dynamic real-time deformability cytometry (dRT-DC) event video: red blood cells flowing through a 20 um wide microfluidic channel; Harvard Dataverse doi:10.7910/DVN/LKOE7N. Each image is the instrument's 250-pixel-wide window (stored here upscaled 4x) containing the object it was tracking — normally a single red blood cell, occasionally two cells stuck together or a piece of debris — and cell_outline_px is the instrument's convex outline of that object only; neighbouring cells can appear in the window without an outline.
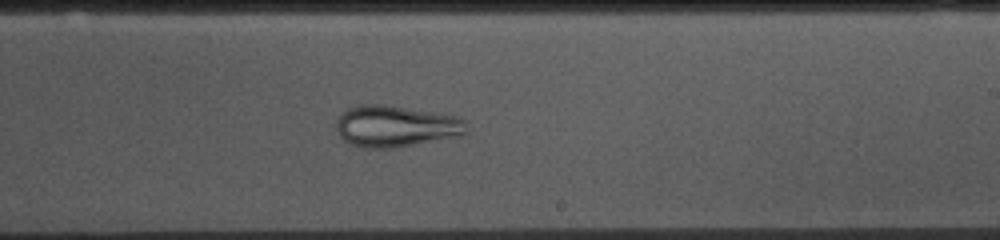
{"species": "common noctule bat (a hibernating species)", "species_latin": "Nyctalus noctula", "temperature_condition": "cold", "stored_images_in_passage": 53, "camera_frame_rate_fps": 3000, "um_per_image_px": 0.085, "animal": {"sex": "female", "body_mass_g": 10.0, "forearm_length_mm": 53.1}, "frame": {"image": 1, "passage_image": 30, "time_ms": 9.667, "image_size_px": [1000, 240], "cell_outline_px": [[464, 132], [456, 136], [392, 148], [364, 148], [348, 144], [340, 136], [336, 128], [336, 120], [340, 112], [348, 108], [360, 104], [384, 104], [456, 116], [464, 120]], "centroid_in_image_um": [33.51, 10.72], "position_along_channel_um": 255.5, "area_um2": 31.15}}
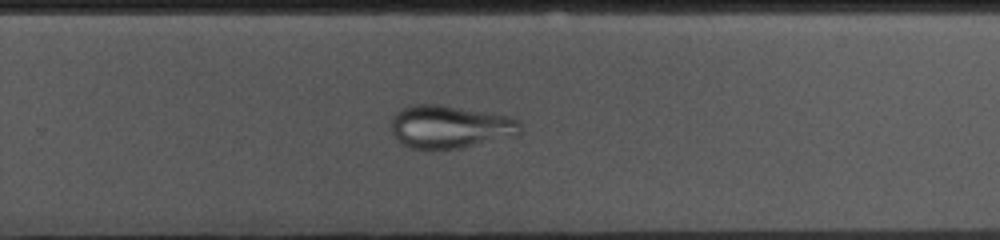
{"frame": {"image": 2, "passage_image": 33, "time_ms": 10.667, "image_size_px": [1000, 240], "cell_outline_px": [[520, 132], [516, 136], [460, 148], [408, 148], [392, 132], [392, 116], [396, 112], [404, 108], [416, 104], [440, 104], [512, 116], [520, 120]], "centroid_in_image_um": [38.3, 10.76], "position_along_channel_um": 291.5, "area_um2": 32.19}}
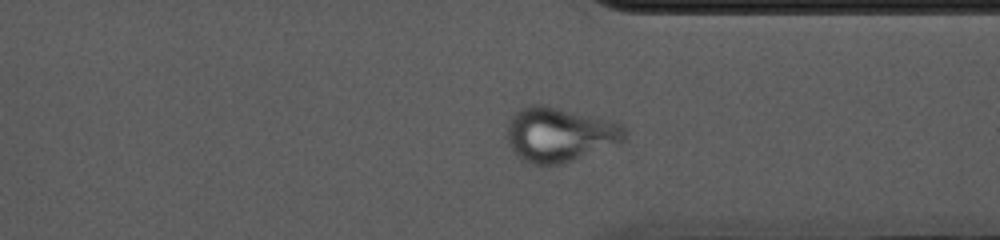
{"frame": {"image": 3, "passage_image": 39, "time_ms": 12.667, "image_size_px": [1000, 240], "cell_outline_px": [[628, 136], [624, 140], [572, 160], [560, 164], [532, 164], [524, 160], [512, 152], [504, 136], [508, 120], [520, 108], [532, 104], [544, 104], [616, 120], [628, 128]], "centroid_in_image_um": [47.55, 11.39], "position_along_channel_um": 363.9, "area_um2": 37.97}}